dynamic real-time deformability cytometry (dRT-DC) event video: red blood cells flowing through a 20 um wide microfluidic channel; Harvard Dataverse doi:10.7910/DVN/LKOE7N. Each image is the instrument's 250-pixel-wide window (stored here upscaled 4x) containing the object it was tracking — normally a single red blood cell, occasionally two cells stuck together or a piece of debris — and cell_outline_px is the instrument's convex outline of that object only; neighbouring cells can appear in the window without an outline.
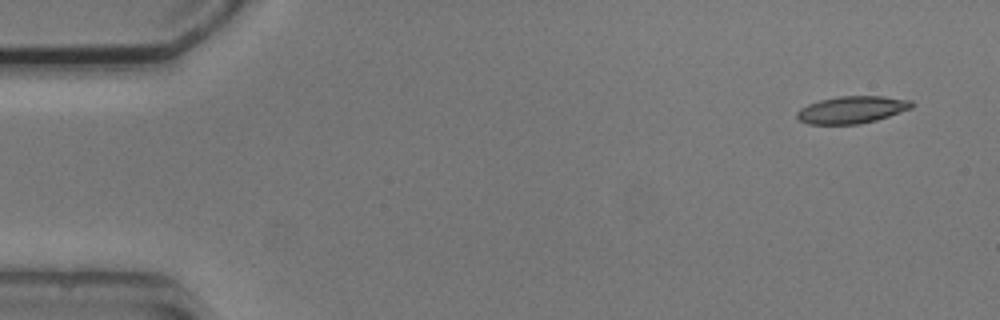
{"species": "common noctule bat (a hibernating species)", "species_latin": "Nyctalus noctula", "temperature_condition": "cold", "stored_images_in_passage": 4, "camera_frame_rate_fps": 3000, "um_per_image_px": 0.085, "animal": {"sex": "male", "body_mass_g": 20.5, "forearm_length_mm": 52.5}, "frame": {"image": 1, "passage_image": 1, "time_ms": 0.0, "image_size_px": [1000, 320], "cell_outline_px": [[916, 104], [912, 108], [876, 120], [860, 124], [808, 124], [800, 120], [796, 116], [796, 112], [800, 108], [808, 104], [820, 100], [840, 96], [884, 96], [912, 100]], "centroid_in_image_um": [72.43, 9.32], "position_along_channel_um": 12.6, "area_um2": 18.26}}